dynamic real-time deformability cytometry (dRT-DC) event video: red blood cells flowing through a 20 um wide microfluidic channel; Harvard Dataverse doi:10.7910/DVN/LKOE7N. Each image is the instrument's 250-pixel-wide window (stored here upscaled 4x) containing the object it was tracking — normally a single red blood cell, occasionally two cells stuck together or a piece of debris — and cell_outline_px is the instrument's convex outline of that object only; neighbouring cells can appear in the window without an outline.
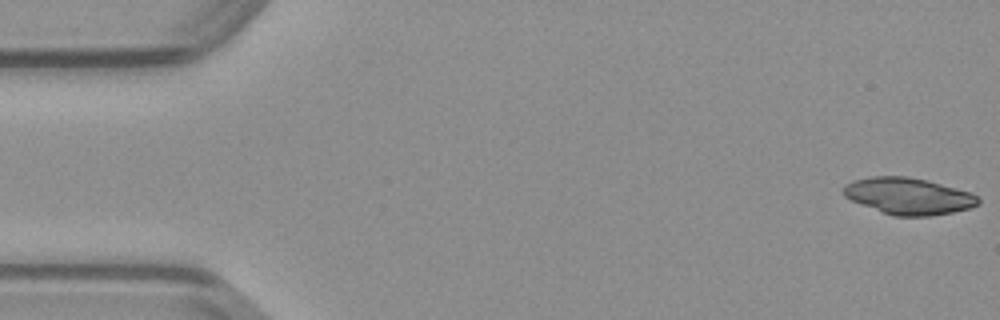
{"species": "common noctule bat (a hibernating species)", "species_latin": "Nyctalus noctula", "temperature_condition": "warm", "stored_images_in_passage": 48, "camera_frame_rate_fps": 3000, "um_per_image_px": 0.085, "animal": {"sex": "male", "body_mass_g": 23.1, "forearm_length_mm": 52.7}, "frame": {"image": 1, "passage_image": 1, "time_ms": 0.0, "image_size_px": [1000, 320], "cell_outline_px": [[980, 204], [972, 208], [932, 216], [892, 216], [852, 200], [844, 196], [844, 184], [852, 180], [872, 176], [908, 176], [928, 180], [972, 192], [980, 200]], "centroid_in_image_um": [77.25, 16.66], "position_along_channel_um": 7.7, "area_um2": 28.96}}